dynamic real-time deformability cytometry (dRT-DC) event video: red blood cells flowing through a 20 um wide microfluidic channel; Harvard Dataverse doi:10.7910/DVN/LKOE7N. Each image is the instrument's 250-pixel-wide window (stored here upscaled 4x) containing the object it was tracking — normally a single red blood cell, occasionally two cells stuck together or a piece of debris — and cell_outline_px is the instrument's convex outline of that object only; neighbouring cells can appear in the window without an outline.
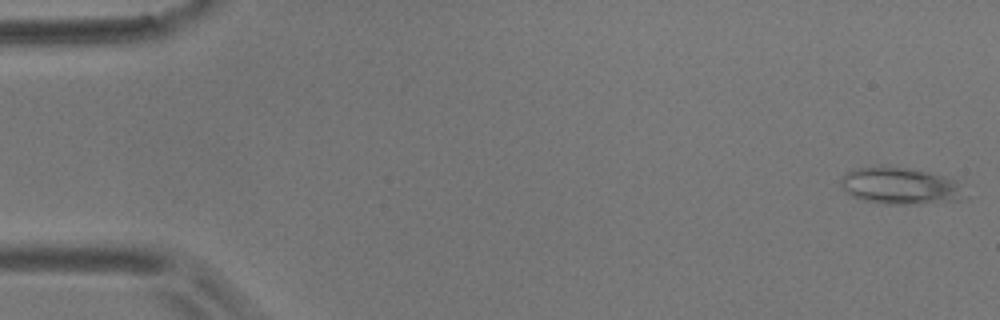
{"species": "common noctule bat (a hibernating species)", "species_latin": "Nyctalus noctula", "temperature_condition": "room temperature", "stored_images_in_passage": 56, "camera_frame_rate_fps": 3000, "um_per_image_px": 0.085, "animal": {"sex": "male", "body_mass_g": 17.9}, "frame": {"image": 1, "passage_image": 1, "time_ms": 0.0, "image_size_px": [1000, 320], "cell_outline_px": [[968, 196], [960, 200], [916, 204], [884, 204], [860, 200], [844, 192], [840, 184], [840, 176], [856, 168], [880, 164], [928, 172], [956, 180]], "centroid_in_image_um": [76.47, 15.8], "position_along_channel_um": 8.5, "area_um2": 27.11}}
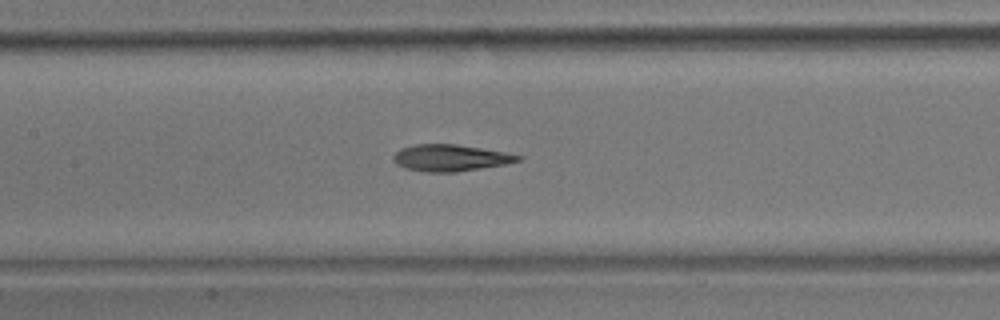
{"frame": {"image": 2, "passage_image": 26, "time_ms": 8.333, "image_size_px": [1000, 320], "cell_outline_px": [[524, 156], [520, 160], [504, 164], [456, 172], [424, 172], [404, 168], [396, 164], [392, 160], [392, 156], [400, 148], [416, 144], [456, 144], [504, 152]], "centroid_in_image_um": [38.22, 13.42], "position_along_channel_um": 169.2, "area_um2": 19.31}}
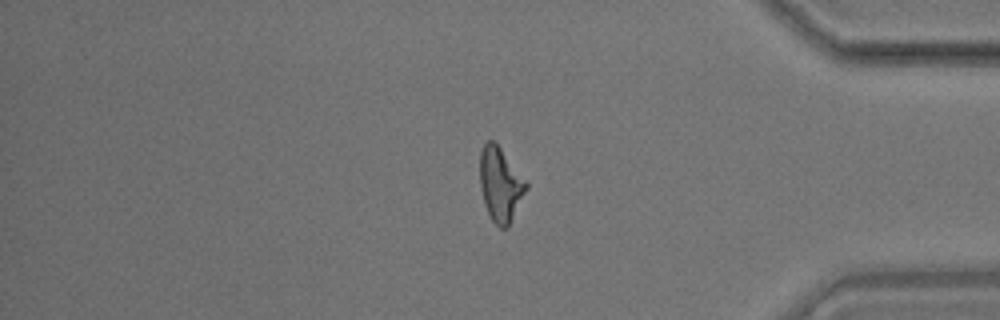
{"frame": {"image": 3, "passage_image": 47, "time_ms": 15.333, "image_size_px": [1000, 320], "cell_outline_px": [[528, 188], [508, 228], [500, 228], [492, 220], [484, 204], [480, 188], [480, 152], [484, 144], [488, 140], [492, 140], [500, 148], [528, 184]], "centroid_in_image_um": [42.52, 15.71], "position_along_channel_um": 392.7, "area_um2": 19.77}, "authors_computed_cell_mechanics": {"area_um2": 20.1144, "velocity_mm_per_s": 3.5563, "shape_relaxation_time_tau1_ms": 8.4439, "shape_relaxation_time_tau2_ms": 3.1018, "deformation_change_tau1": 0.225, "deformation_change_tau2": 0.1308}}